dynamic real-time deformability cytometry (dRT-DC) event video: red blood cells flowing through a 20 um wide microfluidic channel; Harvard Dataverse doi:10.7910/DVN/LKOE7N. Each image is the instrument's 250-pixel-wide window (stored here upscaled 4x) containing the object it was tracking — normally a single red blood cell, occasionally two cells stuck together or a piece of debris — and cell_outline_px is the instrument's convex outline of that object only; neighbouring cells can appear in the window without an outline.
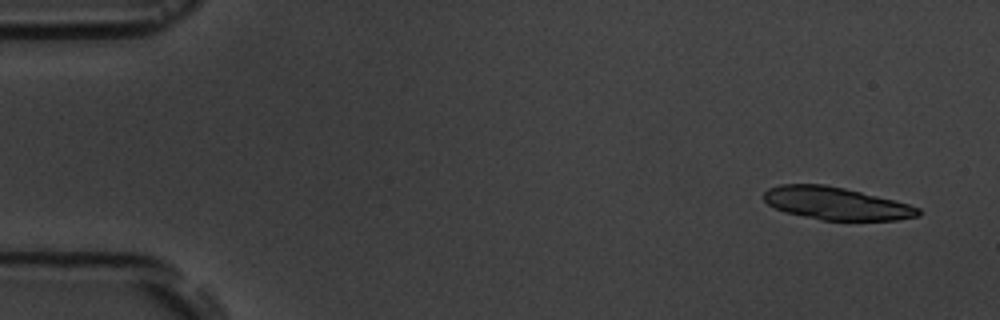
{"species": "common noctule bat (a hibernating species)", "species_latin": "Nyctalus noctula", "temperature_condition": "room temperature", "stored_images_in_passage": 5, "camera_frame_rate_fps": 3000, "um_per_image_px": 0.085, "animal": {"sex": "male", "body_mass_g": 19.5, "forearm_length_mm": 54.6}, "frame": {"image": 1, "passage_image": 1, "time_ms": 0.0, "image_size_px": [1000, 320], "cell_outline_px": [[920, 216], [896, 220], [820, 220], [784, 212], [768, 204], [764, 200], [764, 192], [768, 188], [780, 184], [824, 184], [844, 188], [908, 204], [920, 208]], "centroid_in_image_um": [71.04, 17.29], "position_along_channel_um": 14.0, "area_um2": 29.19}}